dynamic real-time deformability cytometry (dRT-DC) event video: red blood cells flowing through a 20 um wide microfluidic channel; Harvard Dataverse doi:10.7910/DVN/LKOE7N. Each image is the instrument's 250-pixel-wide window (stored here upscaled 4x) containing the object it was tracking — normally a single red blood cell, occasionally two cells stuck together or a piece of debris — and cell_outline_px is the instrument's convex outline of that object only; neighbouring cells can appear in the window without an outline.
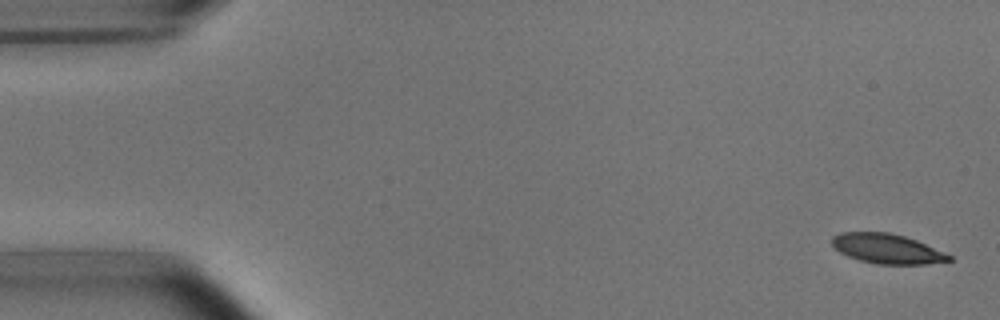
{"species": "common noctule bat (a hibernating species)", "species_latin": "Nyctalus noctula", "temperature_condition": "room temperature", "stored_images_in_passage": 8, "camera_frame_rate_fps": 3000, "um_per_image_px": 0.085, "animal": {"sex": "male", "body_mass_g": 15.6}, "frame": {"image": 1, "passage_image": 1, "time_ms": 0.0, "image_size_px": [1000, 320], "cell_outline_px": [[952, 260], [924, 264], [876, 264], [860, 260], [848, 256], [840, 252], [832, 244], [832, 236], [840, 232], [888, 232], [904, 236], [916, 240], [944, 252], [952, 256]], "centroid_in_image_um": [75.38, 21.13], "position_along_channel_um": 9.6, "area_um2": 20.11}}
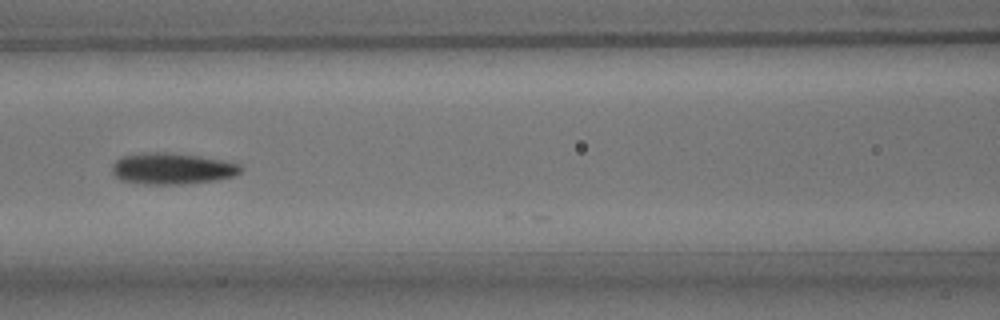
{"frame": {"image": 2, "passage_image": 7, "time_ms": 7.333, "image_size_px": [1000, 320], "cell_outline_px": [[244, 168], [236, 176], [216, 180], [184, 184], [144, 184], [120, 180], [112, 172], [112, 164], [116, 160], [124, 156], [156, 152], [164, 152], [200, 156], [240, 164]], "centroid_in_image_um": [14.66, 14.34], "position_along_channel_um": 151.9, "area_um2": 23.35}}
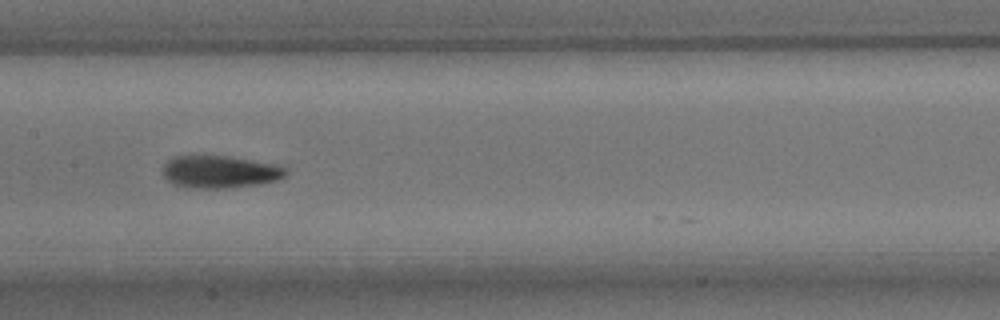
{"frame": {"image": 3, "passage_image": 8, "time_ms": 8.333, "image_size_px": [1000, 320], "cell_outline_px": [[288, 172], [284, 176], [276, 180], [260, 184], [224, 188], [188, 188], [172, 184], [164, 176], [164, 164], [172, 156], [228, 156], [280, 164], [288, 168]], "centroid_in_image_um": [18.73, 14.6], "position_along_channel_um": 188.7, "area_um2": 23.47}}